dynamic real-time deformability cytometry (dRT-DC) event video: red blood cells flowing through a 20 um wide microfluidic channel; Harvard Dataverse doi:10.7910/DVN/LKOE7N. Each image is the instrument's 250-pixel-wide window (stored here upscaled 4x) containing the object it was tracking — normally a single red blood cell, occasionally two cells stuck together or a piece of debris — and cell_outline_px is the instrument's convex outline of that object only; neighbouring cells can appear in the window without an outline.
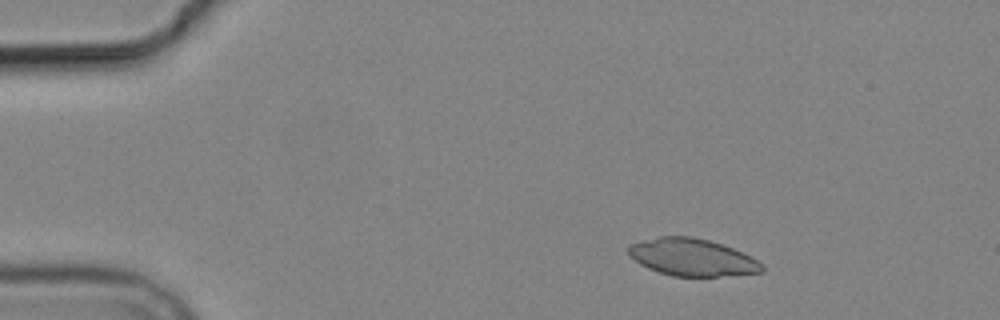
{"species": "common noctule bat (a hibernating species)", "species_latin": "Nyctalus noctula", "temperature_condition": "cold", "stored_images_in_passage": 7, "camera_frame_rate_fps": 3000, "um_per_image_px": 0.085, "animal": {"sex": "male", "body_mass_g": 19.2, "forearm_length_mm": 51.8}, "frame": {"image": 1, "passage_image": 1, "time_ms": 0.0, "image_size_px": [1000, 320], "cell_outline_px": [[764, 272], [716, 276], [672, 276], [648, 268], [640, 264], [628, 256], [628, 244], [660, 236], [692, 236], [708, 240], [732, 248], [764, 264]], "centroid_in_image_um": [58.79, 21.87], "position_along_channel_um": 26.2, "area_um2": 28.78}}